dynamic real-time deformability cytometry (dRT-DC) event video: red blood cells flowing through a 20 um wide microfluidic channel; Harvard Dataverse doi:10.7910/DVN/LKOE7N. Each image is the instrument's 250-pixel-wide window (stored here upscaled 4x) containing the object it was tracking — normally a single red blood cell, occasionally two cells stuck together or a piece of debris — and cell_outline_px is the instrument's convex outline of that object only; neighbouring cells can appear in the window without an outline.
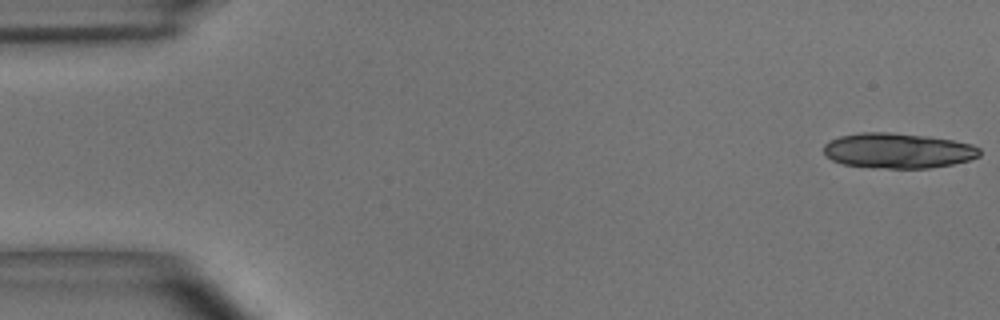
{"species": "common noctule bat (a hibernating species)", "species_latin": "Nyctalus noctula", "temperature_condition": "room temperature", "stored_images_in_passage": 19, "camera_frame_rate_fps": 3000, "um_per_image_px": 0.085, "animal": {"sex": "male", "body_mass_g": 15.6}, "frame": {"image": 1, "passage_image": 1, "time_ms": 0.0, "image_size_px": [1000, 320], "cell_outline_px": [[980, 156], [968, 160], [952, 164], [928, 168], [872, 168], [844, 164], [832, 160], [824, 152], [824, 144], [828, 140], [840, 136], [860, 132], [888, 132], [924, 136], [952, 140], [972, 144], [980, 148]], "centroid_in_image_um": [76.3, 12.8], "position_along_channel_um": 8.7, "area_um2": 31.96}}
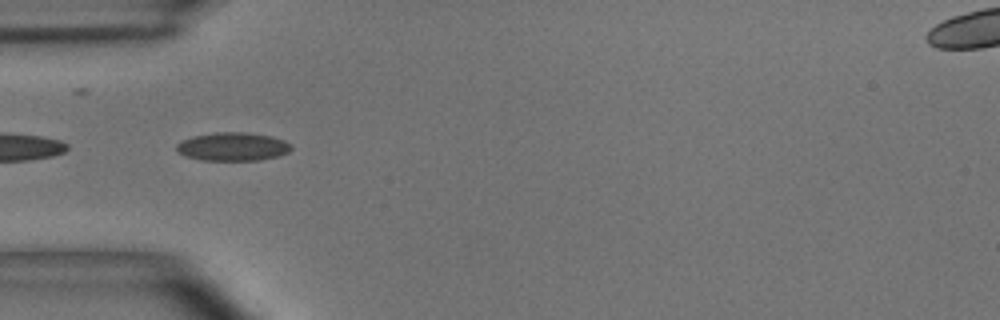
{"frame": {"image": 2, "passage_image": 17, "time_ms": 5.333, "image_size_px": [1000, 320], "cell_outline_px": [[292, 148], [288, 152], [276, 156], [260, 160], [200, 160], [184, 156], [176, 152], [176, 144], [180, 140], [192, 136], [216, 132], [244, 132], [272, 136], [284, 140], [292, 144]], "centroid_in_image_um": [19.74, 12.46], "position_along_channel_um": 65.3, "area_um2": 19.19}}